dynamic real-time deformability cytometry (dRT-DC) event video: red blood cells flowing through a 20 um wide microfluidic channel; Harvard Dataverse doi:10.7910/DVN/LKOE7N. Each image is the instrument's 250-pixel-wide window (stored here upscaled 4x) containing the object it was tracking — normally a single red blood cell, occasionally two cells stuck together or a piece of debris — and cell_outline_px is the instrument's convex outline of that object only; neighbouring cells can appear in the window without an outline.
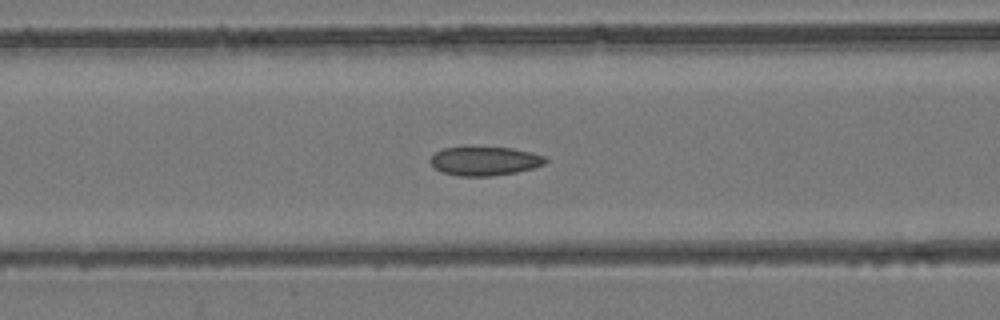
{"species": "common noctule bat (a hibernating species)", "species_latin": "Nyctalus noctula", "temperature_condition": "room temperature", "stored_images_in_passage": 54, "camera_frame_rate_fps": 3000, "um_per_image_px": 0.085, "animal": {"sex": "female", "body_mass_g": 24.6, "forearm_length_mm": 56.2}, "frame": {"image": 1, "passage_image": 23, "time_ms": 7.333, "image_size_px": [1000, 320], "cell_outline_px": [[548, 160], [544, 164], [532, 168], [516, 172], [492, 176], [460, 176], [444, 172], [436, 168], [428, 160], [436, 152], [444, 148], [512, 148], [532, 152], [544, 156]], "centroid_in_image_um": [41.23, 13.7], "position_along_channel_um": 125.4, "area_um2": 19.02}}
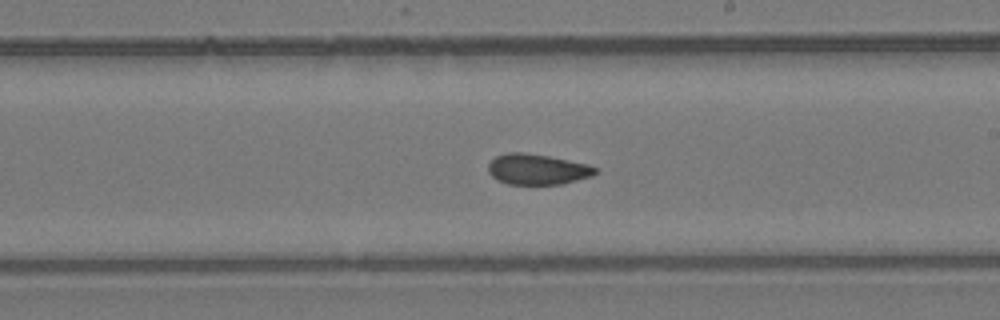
{"frame": {"image": 2, "passage_image": 32, "time_ms": 10.333, "image_size_px": [1000, 320], "cell_outline_px": [[600, 172], [592, 176], [560, 184], [508, 184], [496, 180], [488, 172], [488, 164], [496, 156], [508, 152], [524, 152], [548, 156], [588, 164], [596, 168]], "centroid_in_image_um": [45.66, 14.39], "position_along_channel_um": 243.3, "area_um2": 19.13}}
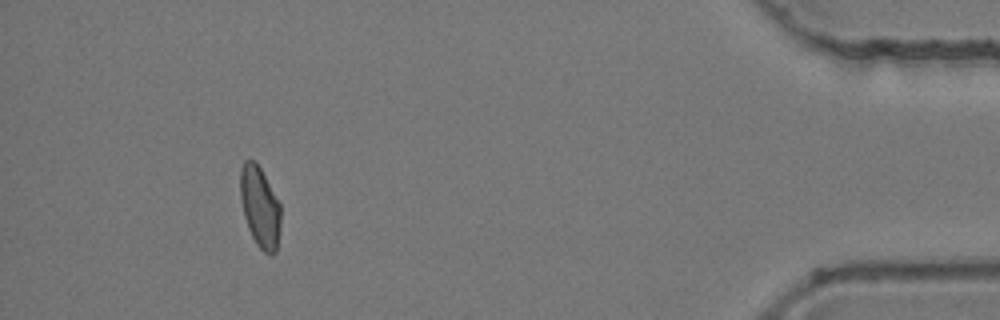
{"frame": {"image": 3, "passage_image": 50, "time_ms": 16.333, "image_size_px": [1000, 320], "cell_outline_px": [[280, 228], [276, 252], [272, 256], [264, 252], [256, 244], [248, 228], [244, 216], [240, 200], [240, 168], [244, 160], [252, 160], [260, 168], [280, 204]], "centroid_in_image_um": [22.08, 17.62], "position_along_channel_um": 413.1, "area_um2": 19.02}, "authors_computed_cell_mechanics": {"area_um2": 19.6809, "velocity_mm_per_s": 3.936, "shape_relaxation_time_tau1_ms": null, "shape_relaxation_time_tau2_ms": 2.7918, "deformation_change_tau1": null, "deformation_change_tau2": 0.0581}}